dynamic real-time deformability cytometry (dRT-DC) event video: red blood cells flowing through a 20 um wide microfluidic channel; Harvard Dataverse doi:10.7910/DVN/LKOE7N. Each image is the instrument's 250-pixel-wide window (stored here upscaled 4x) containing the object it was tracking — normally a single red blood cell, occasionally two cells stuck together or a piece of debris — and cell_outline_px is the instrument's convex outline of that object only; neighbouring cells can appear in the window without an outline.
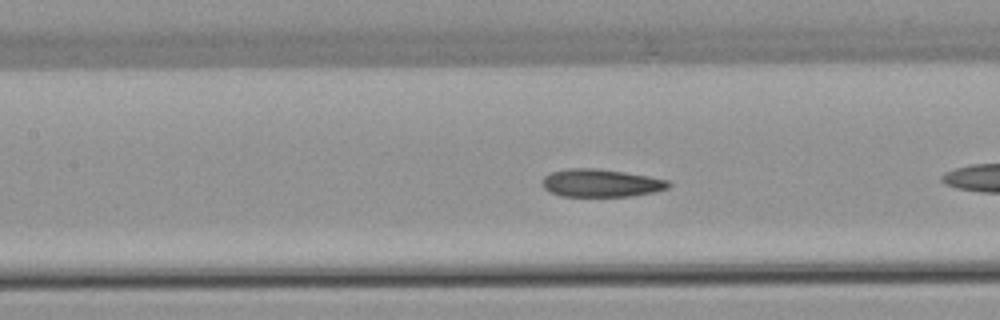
{"species": "common noctule bat (a hibernating species)", "species_latin": "Nyctalus noctula", "temperature_condition": "warm", "stored_images_in_passage": 25, "camera_frame_rate_fps": 3000, "um_per_image_px": 0.085, "animal": {"sex": "female", "body_mass_g": 22.7, "forearm_length_mm": 54.2}, "frame": {"image": 1, "passage_image": 8, "time_ms": 2.333, "image_size_px": [1000, 320], "cell_outline_px": [[672, 184], [668, 188], [652, 192], [632, 196], [560, 196], [548, 192], [540, 184], [544, 176], [552, 172], [568, 168], [596, 168], [624, 172], [648, 176], [668, 180]], "centroid_in_image_um": [51.04, 15.56], "position_along_channel_um": 156.4, "area_um2": 20.58}}
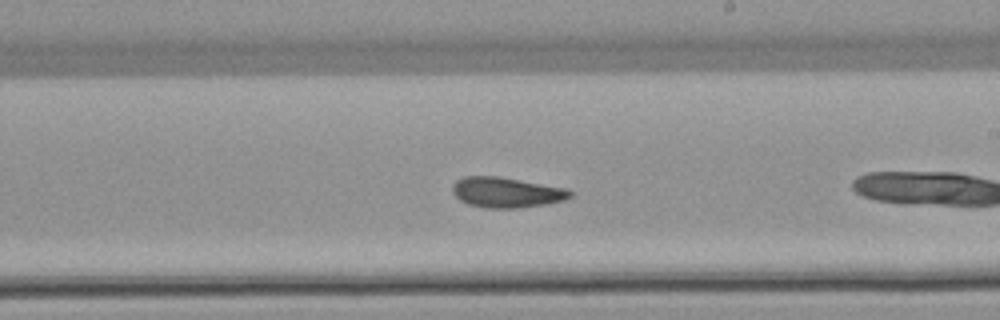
{"frame": {"image": 2, "passage_image": 15, "time_ms": 4.667, "image_size_px": [1000, 320], "cell_outline_px": [[572, 196], [564, 200], [548, 204], [516, 208], [484, 208], [468, 204], [460, 200], [452, 192], [452, 184], [456, 180], [464, 176], [500, 176], [568, 188], [572, 192]], "centroid_in_image_um": [43.05, 16.35], "position_along_channel_um": 245.9, "area_um2": 21.1}}
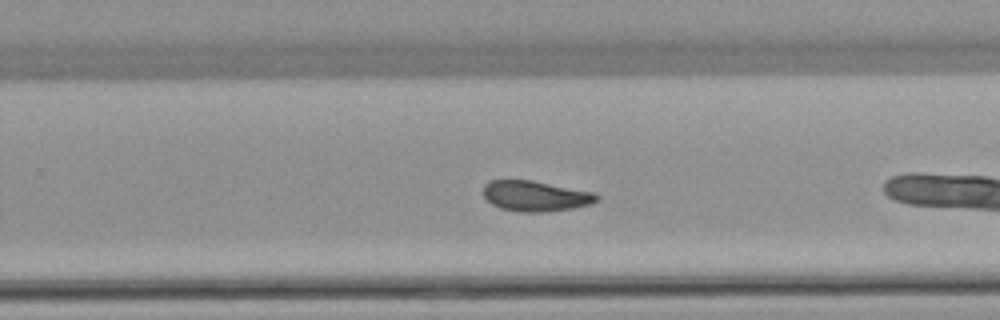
{"frame": {"image": 3, "passage_image": 18, "time_ms": 5.667, "image_size_px": [1000, 320], "cell_outline_px": [[600, 200], [592, 204], [572, 208], [544, 212], [520, 212], [500, 208], [492, 204], [484, 196], [484, 184], [488, 180], [532, 180], [596, 192], [600, 196]], "centroid_in_image_um": [45.56, 16.66], "position_along_channel_um": 284.2, "area_um2": 20.4}}